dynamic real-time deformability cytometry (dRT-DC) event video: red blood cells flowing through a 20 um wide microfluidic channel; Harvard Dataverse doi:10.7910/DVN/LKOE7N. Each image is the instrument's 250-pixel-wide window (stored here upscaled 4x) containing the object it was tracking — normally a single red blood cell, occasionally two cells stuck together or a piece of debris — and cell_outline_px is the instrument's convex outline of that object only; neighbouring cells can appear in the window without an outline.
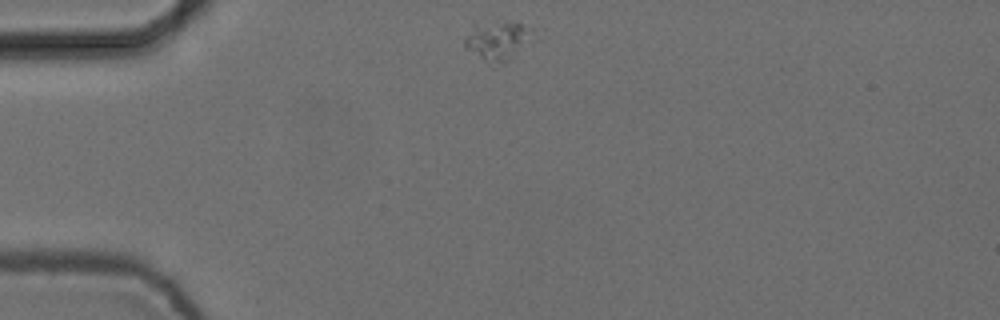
{"species": "common noctule bat (a hibernating species)", "species_latin": "Nyctalus noctula", "temperature_condition": "cold", "stored_images_in_passage": 3, "camera_frame_rate_fps": 3000, "um_per_image_px": 0.085, "animal": {"sex": "female", "body_mass_g": 24.6, "forearm_length_mm": 56.2}, "frame": {"image": 1, "passage_image": 1, "time_ms": 0.0, "image_size_px": [1000, 320], "cell_outline_px": [[532, 40], [504, 60], [484, 60], [468, 48], [464, 44], [464, 40], [472, 20], [508, 20], [532, 28]], "centroid_in_image_um": [42.22, 3.27], "position_along_channel_um": 42.8, "area_um2": 15.26}}
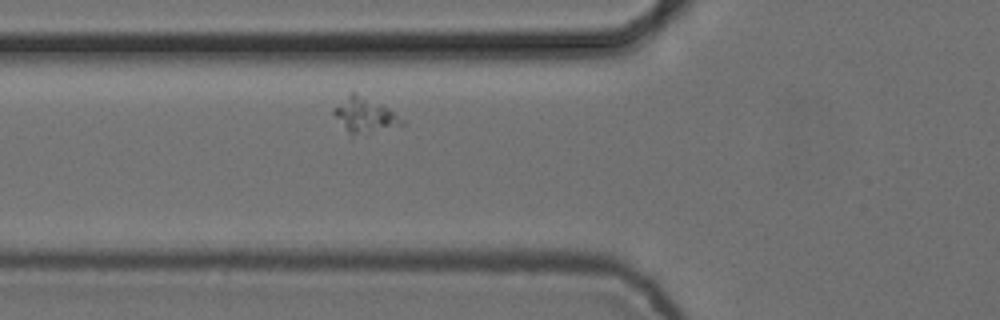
{"frame": {"image": 2, "passage_image": 3, "time_ms": 0.667, "image_size_px": [1000, 320], "cell_outline_px": [[408, 124], [356, 132], [348, 132], [332, 112], [332, 108], [352, 92], [356, 92], [388, 108], [404, 120]], "centroid_in_image_um": [30.99, 9.71], "position_along_channel_um": 94.8, "area_um2": 12.89}}